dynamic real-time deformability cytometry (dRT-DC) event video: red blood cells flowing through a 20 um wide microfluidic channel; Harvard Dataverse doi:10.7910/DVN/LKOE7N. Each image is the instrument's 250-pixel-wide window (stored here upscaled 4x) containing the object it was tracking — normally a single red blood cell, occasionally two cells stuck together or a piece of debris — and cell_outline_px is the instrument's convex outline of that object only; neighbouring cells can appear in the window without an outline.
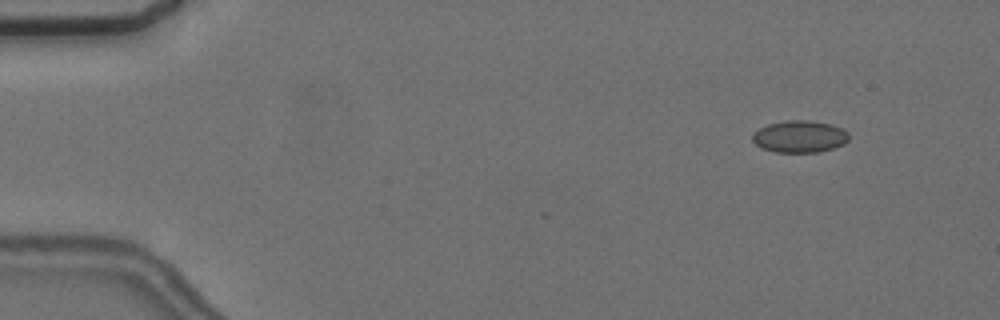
{"species": "common noctule bat (a hibernating species)", "species_latin": "Nyctalus noctula", "temperature_condition": "cold", "stored_images_in_passage": 6, "segment_of_instrument_passage": [2, 2], "camera_frame_rate_fps": 3000, "um_per_image_px": 0.085, "animal": {"sex": "female", "body_mass_g": 24.6, "forearm_length_mm": 56.2}, "frame": {"image": 1, "passage_image": 6, "time_ms": 7.0, "image_size_px": [1000, 320], "cell_outline_px": [[848, 140], [844, 144], [832, 148], [816, 152], [776, 152], [760, 148], [752, 140], [752, 132], [768, 124], [788, 120], [808, 120], [828, 124], [840, 128], [848, 132]], "centroid_in_image_um": [67.93, 11.61], "position_along_channel_um": 17.1, "area_um2": 17.86}}